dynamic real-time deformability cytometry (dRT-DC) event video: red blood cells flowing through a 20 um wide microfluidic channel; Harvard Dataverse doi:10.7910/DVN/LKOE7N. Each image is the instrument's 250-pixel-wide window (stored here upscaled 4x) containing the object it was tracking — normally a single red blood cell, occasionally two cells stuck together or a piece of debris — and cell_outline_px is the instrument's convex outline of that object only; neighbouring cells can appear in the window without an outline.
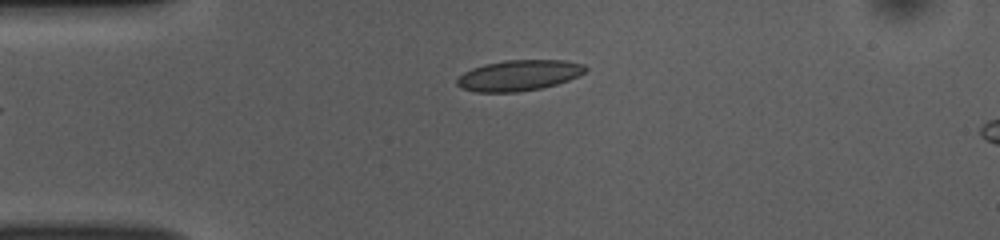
{"species": "common noctule bat (a hibernating species)", "species_latin": "Nyctalus noctula", "temperature_condition": "room temperature", "stored_images_in_passage": 36, "camera_frame_rate_fps": 3000, "um_per_image_px": 0.085, "animal": {"sex": "female", "body_mass_g": 10.0, "forearm_length_mm": 53.1}, "frame": {"image": 1, "passage_image": 1, "time_ms": 0.0, "image_size_px": [1000, 240], "cell_outline_px": [[588, 68], [580, 76], [556, 84], [540, 88], [520, 92], [476, 92], [460, 88], [456, 84], [456, 80], [464, 72], [472, 68], [484, 64], [504, 60], [564, 60], [584, 64]], "centroid_in_image_um": [44.1, 6.41], "position_along_channel_um": 40.9, "area_um2": 23.12}}
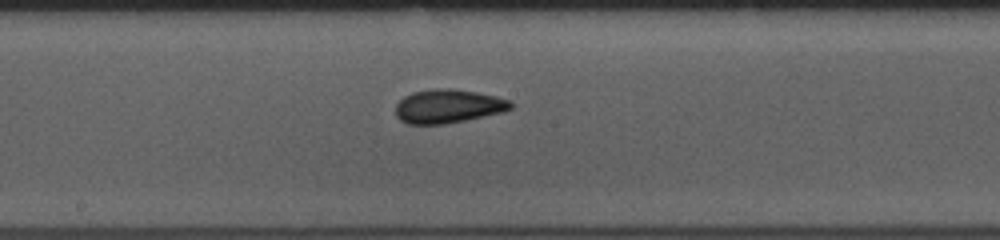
{"frame": {"image": 2, "passage_image": 16, "time_ms": 5.0, "image_size_px": [1000, 240], "cell_outline_px": [[512, 108], [504, 112], [444, 124], [408, 124], [400, 120], [396, 116], [396, 104], [404, 96], [412, 92], [432, 88], [452, 88], [476, 92], [496, 96], [508, 100], [512, 104]], "centroid_in_image_um": [38.06, 9.02], "position_along_channel_um": 210.1, "area_um2": 22.66}}
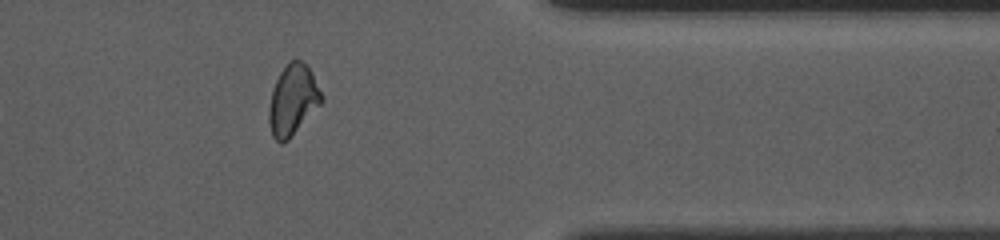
{"frame": {"image": 3, "passage_image": 31, "time_ms": 10.0, "image_size_px": [1000, 240], "cell_outline_px": [[324, 100], [288, 140], [280, 144], [272, 136], [268, 120], [268, 112], [272, 88], [280, 72], [292, 60], [300, 60], [308, 64], [324, 96]], "centroid_in_image_um": [24.9, 8.5], "position_along_channel_um": 386.5, "area_um2": 21.68}, "authors_computed_cell_mechanics": {"area_um2": 21.7039, "velocity_mm_per_s": 3.8499, "shape_relaxation_time_tau1_ms": null, "shape_relaxation_time_tau2_ms": 2.2102, "deformation_change_tau1": null, "deformation_change_tau2": 0.062}}